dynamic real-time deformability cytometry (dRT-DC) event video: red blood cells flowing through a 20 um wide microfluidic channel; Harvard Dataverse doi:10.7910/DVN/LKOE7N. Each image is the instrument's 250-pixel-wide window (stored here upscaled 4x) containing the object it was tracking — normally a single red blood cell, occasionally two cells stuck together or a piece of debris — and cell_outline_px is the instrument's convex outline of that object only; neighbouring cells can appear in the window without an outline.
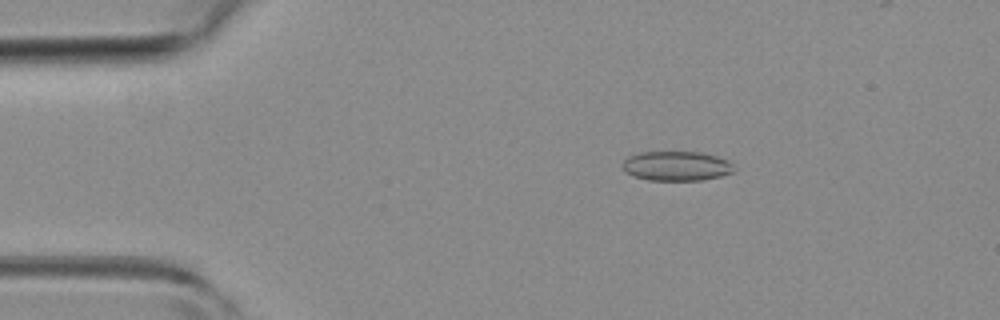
{"species": "common noctule bat (a hibernating species)", "species_latin": "Nyctalus noctula", "temperature_condition": "room temperature", "stored_images_in_passage": 42, "camera_frame_rate_fps": 3000, "um_per_image_px": 0.085, "animal": {"sex": "female", "body_mass_g": 19.3, "forearm_length_mm": 54.1}, "frame": {"image": 1, "passage_image": 7, "time_ms": 2.0, "image_size_px": [1000, 320], "cell_outline_px": [[736, 172], [720, 176], [700, 180], [648, 180], [632, 176], [624, 172], [620, 164], [628, 156], [636, 152], [704, 152], [728, 160], [736, 168]], "centroid_in_image_um": [57.48, 14.1], "position_along_channel_um": 27.5, "area_um2": 19.59}}
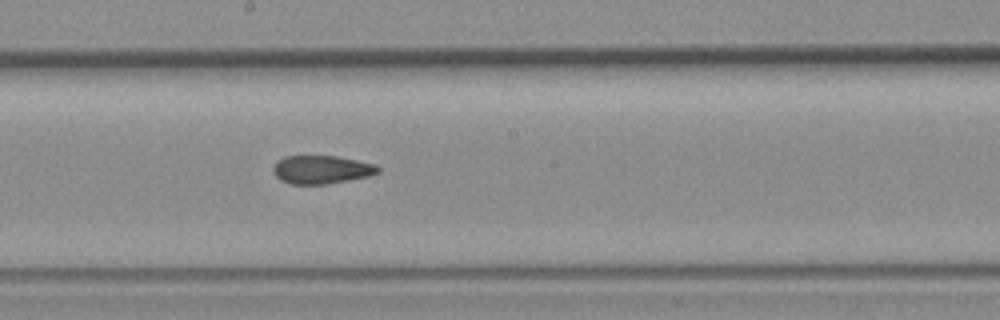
{"frame": {"image": 2, "passage_image": 24, "time_ms": 7.667, "image_size_px": [1000, 320], "cell_outline_px": [[380, 172], [372, 176], [324, 184], [292, 184], [280, 180], [272, 172], [272, 168], [284, 156], [336, 156], [376, 164], [380, 168]], "centroid_in_image_um": [27.36, 14.42], "position_along_channel_um": 220.8, "area_um2": 17.28}}
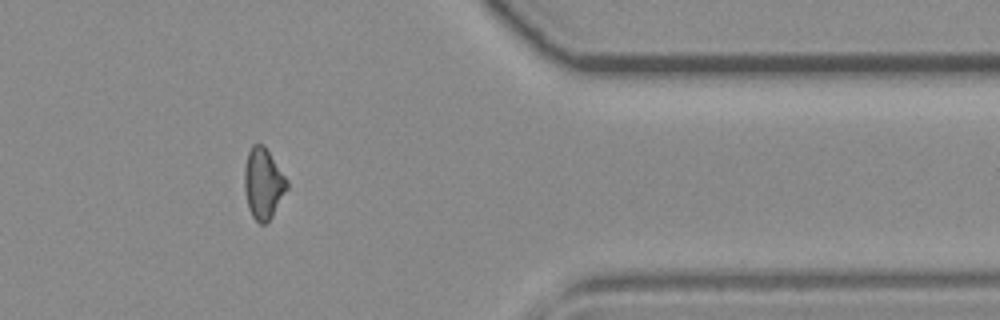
{"frame": {"image": 3, "passage_image": 37, "time_ms": 12.0, "image_size_px": [1000, 320], "cell_outline_px": [[288, 188], [272, 216], [264, 224], [260, 224], [252, 216], [248, 208], [244, 188], [244, 168], [248, 152], [252, 144], [260, 144], [268, 152], [288, 180]], "centroid_in_image_um": [22.36, 15.62], "position_along_channel_um": 389.0, "area_um2": 17.34}, "authors_computed_cell_mechanics": {"area_um2": 17.8602, "velocity_mm_per_s": 4.4134, "shape_relaxation_time_tau1_ms": null, "shape_relaxation_time_tau2_ms": 3.1411, "deformation_change_tau1": null, "deformation_change_tau2": 0.0991}}